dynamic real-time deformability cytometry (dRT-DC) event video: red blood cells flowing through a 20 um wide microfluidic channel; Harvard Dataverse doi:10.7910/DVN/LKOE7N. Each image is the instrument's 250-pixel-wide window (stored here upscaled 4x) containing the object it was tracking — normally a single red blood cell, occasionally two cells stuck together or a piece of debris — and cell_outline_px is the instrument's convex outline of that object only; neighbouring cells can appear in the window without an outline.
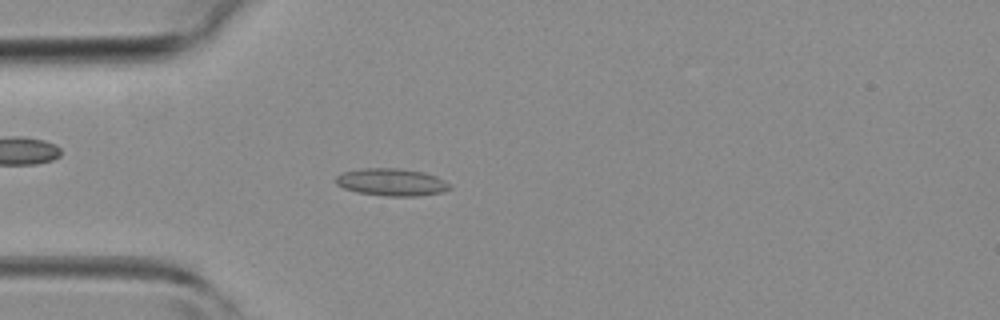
{"species": "common noctule bat (a hibernating species)", "species_latin": "Nyctalus noctula", "temperature_condition": "room temperature", "stored_images_in_passage": 45, "camera_frame_rate_fps": 3000, "um_per_image_px": 0.085, "animal": {"sex": "female", "body_mass_g": 19.3, "forearm_length_mm": 54.1}, "frame": {"image": 1, "passage_image": 12, "time_ms": 3.667, "image_size_px": [1000, 320], "cell_outline_px": [[452, 188], [444, 192], [420, 196], [384, 196], [356, 192], [344, 188], [336, 184], [336, 176], [344, 172], [360, 168], [400, 168], [424, 172], [436, 176], [444, 180]], "centroid_in_image_um": [33.3, 15.48], "position_along_channel_um": 51.7, "area_um2": 18.32}}
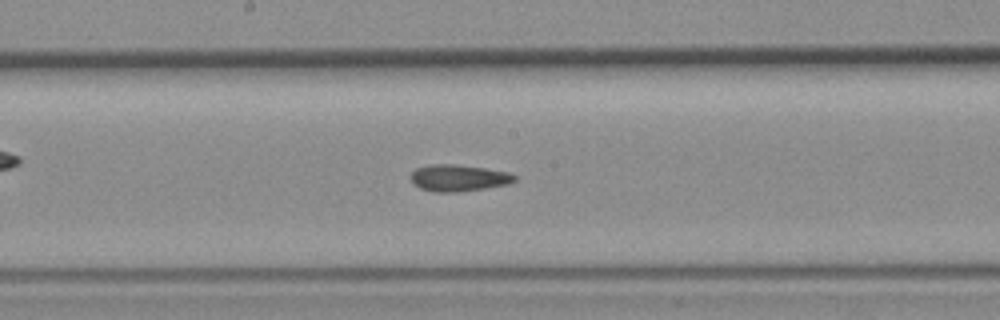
{"frame": {"image": 2, "passage_image": 23, "time_ms": 7.333, "image_size_px": [1000, 320], "cell_outline_px": [[516, 180], [508, 184], [484, 188], [456, 192], [432, 192], [420, 188], [412, 184], [408, 176], [416, 168], [432, 164], [456, 164], [484, 168], [508, 172], [516, 176]], "centroid_in_image_um": [38.91, 15.12], "position_along_channel_um": 209.3, "area_um2": 16.24}}
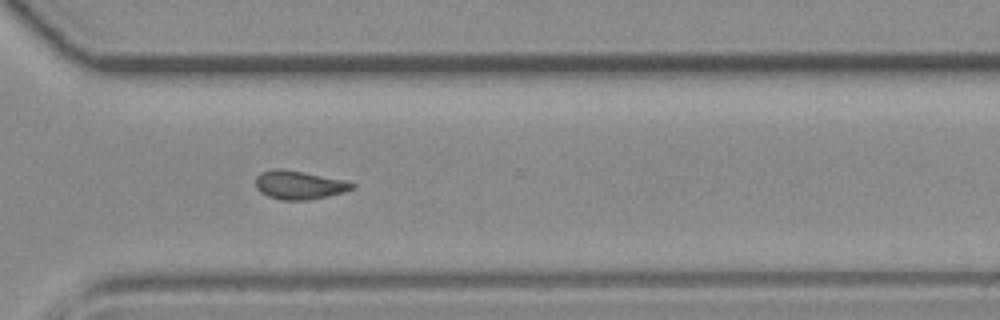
{"frame": {"image": 3, "passage_image": 32, "time_ms": 10.333, "image_size_px": [1000, 320], "cell_outline_px": [[356, 188], [344, 192], [328, 196], [308, 200], [280, 200], [268, 196], [260, 192], [256, 188], [256, 176], [260, 172], [276, 168], [280, 168], [304, 172], [344, 180], [356, 184]], "centroid_in_image_um": [25.42, 15.72], "position_along_channel_um": 345.2, "area_um2": 16.18}}